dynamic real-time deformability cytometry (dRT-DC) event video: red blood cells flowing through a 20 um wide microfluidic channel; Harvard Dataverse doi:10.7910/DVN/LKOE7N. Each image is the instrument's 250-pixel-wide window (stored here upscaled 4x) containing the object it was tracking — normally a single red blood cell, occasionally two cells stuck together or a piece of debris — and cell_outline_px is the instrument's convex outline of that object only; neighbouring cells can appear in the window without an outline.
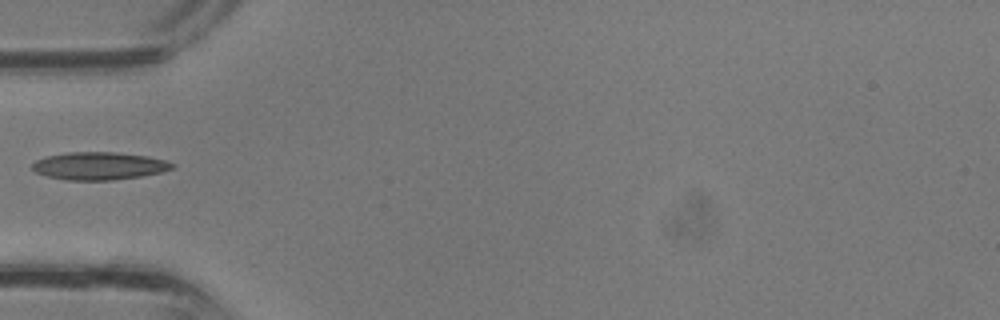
{"species": "common noctule bat (a hibernating species)", "species_latin": "Nyctalus noctula", "temperature_condition": "room temperature", "stored_images_in_passage": 25, "camera_frame_rate_fps": 3000, "um_per_image_px": 0.085, "animal": {"sex": "male", "body_mass_g": 13.3}, "frame": {"image": 1, "passage_image": 1, "time_ms": 0.0, "image_size_px": [1000, 320], "cell_outline_px": [[176, 164], [172, 168], [160, 172], [140, 176], [112, 180], [64, 180], [48, 176], [36, 172], [32, 168], [32, 164], [36, 160], [48, 156], [68, 152], [116, 152], [148, 156], [164, 160]], "centroid_in_image_um": [8.42, 14.1], "position_along_channel_um": 76.6, "area_um2": 22.43}}
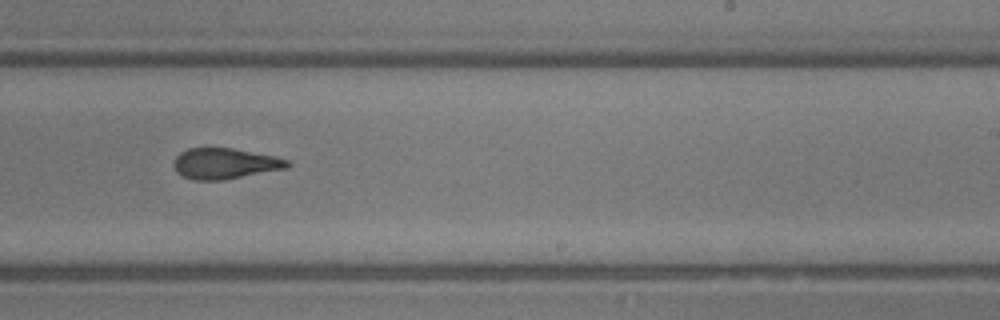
{"frame": {"image": 2, "passage_image": 11, "time_ms": 3.333, "image_size_px": [1000, 320], "cell_outline_px": [[292, 164], [284, 168], [224, 180], [196, 180], [184, 176], [176, 172], [172, 164], [176, 156], [180, 152], [188, 148], [232, 148], [276, 156], [292, 160]], "centroid_in_image_um": [19.11, 13.89], "position_along_channel_um": 269.9, "area_um2": 20.4}}
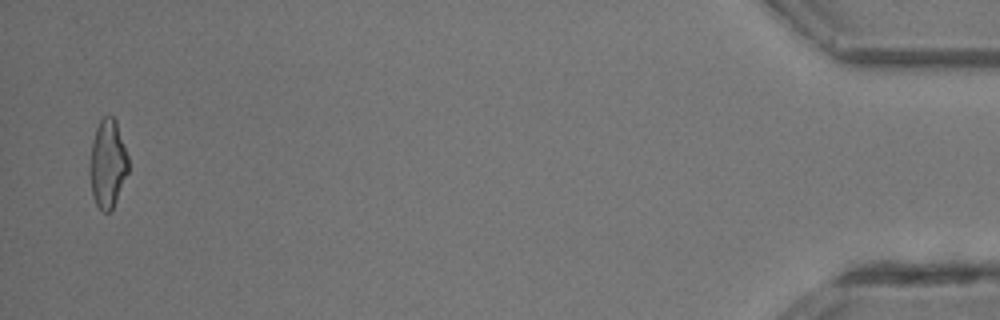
{"frame": {"image": 3, "passage_image": 24, "time_ms": 7.667, "image_size_px": [1000, 320], "cell_outline_px": [[128, 172], [116, 200], [112, 208], [108, 212], [104, 212], [96, 204], [92, 196], [88, 172], [88, 168], [92, 144], [96, 128], [100, 120], [104, 116], [112, 116], [116, 120], [128, 156]], "centroid_in_image_um": [9.13, 13.91], "position_along_channel_um": 426.1, "area_um2": 19.83}}